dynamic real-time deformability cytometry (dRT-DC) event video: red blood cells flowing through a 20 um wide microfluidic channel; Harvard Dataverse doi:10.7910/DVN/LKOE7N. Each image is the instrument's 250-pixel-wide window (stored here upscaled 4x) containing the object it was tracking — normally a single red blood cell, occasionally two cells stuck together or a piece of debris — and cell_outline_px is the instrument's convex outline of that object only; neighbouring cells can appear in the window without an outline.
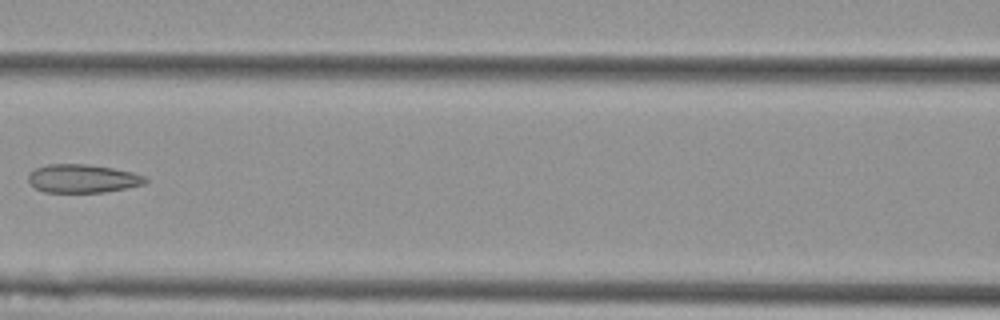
{"species": "Egyptian fruit bat (a non-hibernating species)", "species_latin": "Rousettus aegyptiacus", "temperature_condition": "cold", "stored_images_in_passage": 8, "camera_frame_rate_fps": 3000, "um_per_image_px": 0.085, "animal": {"sex": "female"}, "frame": {"image": 1, "passage_image": 8, "time_ms": 2.333, "image_size_px": [1000, 320], "cell_outline_px": [[148, 180], [144, 184], [128, 188], [104, 192], [44, 192], [36, 188], [28, 180], [28, 176], [36, 168], [48, 164], [88, 164], [112, 168], [132, 172], [144, 176]], "centroid_in_image_um": [7.04, 15.18], "position_along_channel_um": 159.6, "area_um2": 19.25}}